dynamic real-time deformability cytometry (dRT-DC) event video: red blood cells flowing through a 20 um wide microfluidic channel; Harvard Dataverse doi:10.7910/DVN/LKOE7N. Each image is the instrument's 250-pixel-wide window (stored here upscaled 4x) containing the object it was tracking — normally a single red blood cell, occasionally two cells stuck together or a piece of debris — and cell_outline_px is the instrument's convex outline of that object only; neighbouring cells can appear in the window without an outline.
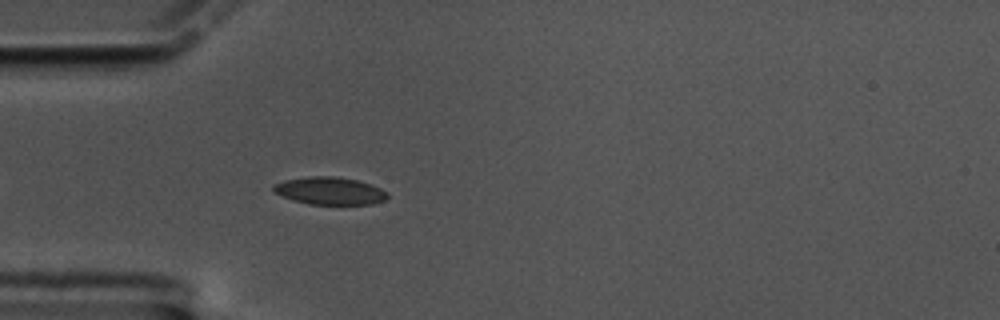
{"species": "common noctule bat (a hibernating species)", "species_latin": "Nyctalus noctula", "temperature_condition": "cold", "stored_images_in_passage": 44, "camera_frame_rate_fps": 3000, "um_per_image_px": 0.085, "animal": {"sex": "male", "body_mass_g": 17.5, "forearm_length_mm": 52.3}, "frame": {"image": 1, "passage_image": 1, "time_ms": 0.0, "image_size_px": [1000, 320], "cell_outline_px": [[388, 196], [384, 200], [372, 204], [308, 204], [292, 200], [276, 192], [272, 188], [272, 184], [284, 180], [308, 176], [336, 176], [356, 180], [372, 184], [388, 192]], "centroid_in_image_um": [28.03, 16.21], "position_along_channel_um": 57.0, "area_um2": 18.32}}
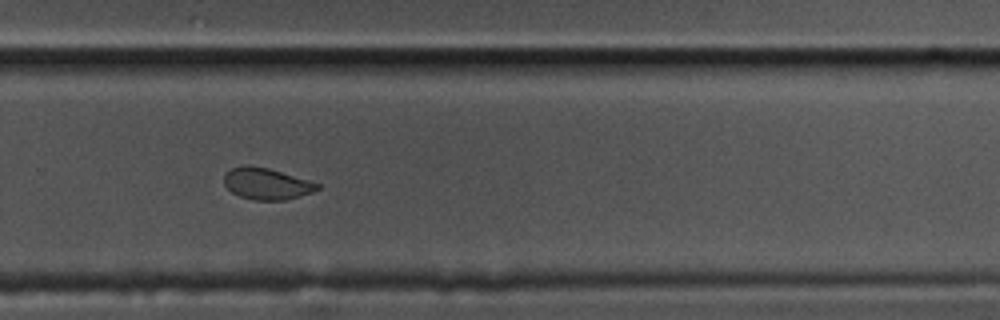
{"frame": {"image": 2, "passage_image": 24, "time_ms": 7.667, "image_size_px": [1000, 320], "cell_outline_px": [[320, 188], [312, 192], [300, 196], [284, 200], [256, 200], [240, 196], [232, 192], [224, 184], [224, 172], [232, 168], [244, 164], [248, 164], [268, 168], [320, 184]], "centroid_in_image_um": [22.62, 15.6], "position_along_channel_um": 307.2, "area_um2": 17.05}}
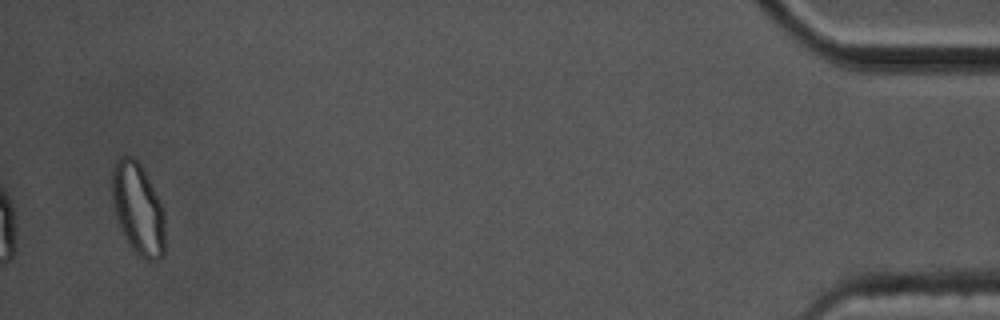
{"frame": {"image": 3, "passage_image": 42, "time_ms": 13.667, "image_size_px": [1000, 320], "cell_outline_px": [[164, 256], [160, 260], [148, 260], [140, 256], [132, 248], [124, 236], [116, 220], [112, 200], [112, 164], [120, 156], [132, 156], [140, 164], [160, 200], [164, 212]], "centroid_in_image_um": [11.72, 17.74], "position_along_channel_um": 423.5, "area_um2": 28.44}, "authors_computed_cell_mechanics": {"area_um2": 18.3515, "velocity_mm_per_s": 3.3273, "shape_relaxation_time_tau1_ms": 7.0464, "shape_relaxation_time_tau2_ms": 1.4512, "deformation_change_tau1": 0.1246, "deformation_change_tau2": 0.0494}}